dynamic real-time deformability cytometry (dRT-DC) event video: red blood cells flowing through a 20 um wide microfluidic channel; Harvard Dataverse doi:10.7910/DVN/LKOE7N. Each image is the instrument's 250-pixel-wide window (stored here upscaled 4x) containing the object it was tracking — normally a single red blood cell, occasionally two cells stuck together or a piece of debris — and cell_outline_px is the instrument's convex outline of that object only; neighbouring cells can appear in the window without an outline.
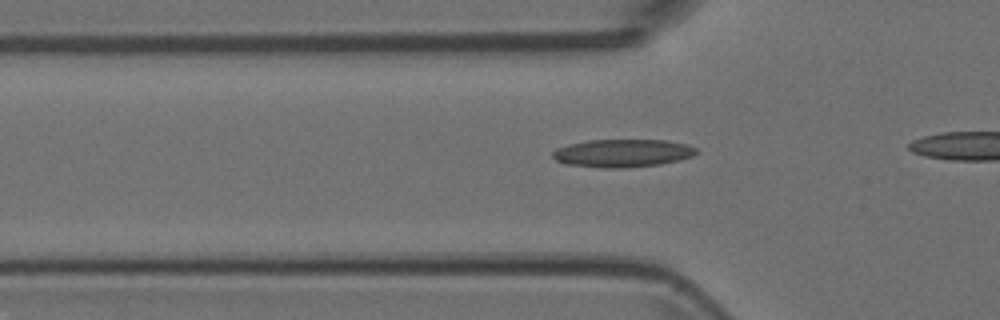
{"species": "Egyptian fruit bat (a non-hibernating species)", "species_latin": "Rousettus aegyptiacus", "temperature_condition": "room temperature", "stored_images_in_passage": 8, "camera_frame_rate_fps": 3000, "um_per_image_px": 0.085, "animal": {"sex": "female"}, "frame": {"image": 1, "passage_image": 2, "time_ms": 0.333, "image_size_px": [1000, 320], "cell_outline_px": [[696, 152], [692, 156], [680, 160], [660, 164], [624, 168], [604, 168], [564, 164], [556, 160], [552, 156], [552, 152], [556, 148], [568, 144], [588, 140], [668, 140], [688, 144], [696, 148]], "centroid_in_image_um": [52.9, 13.01], "position_along_channel_um": 72.9, "area_um2": 23.52}}
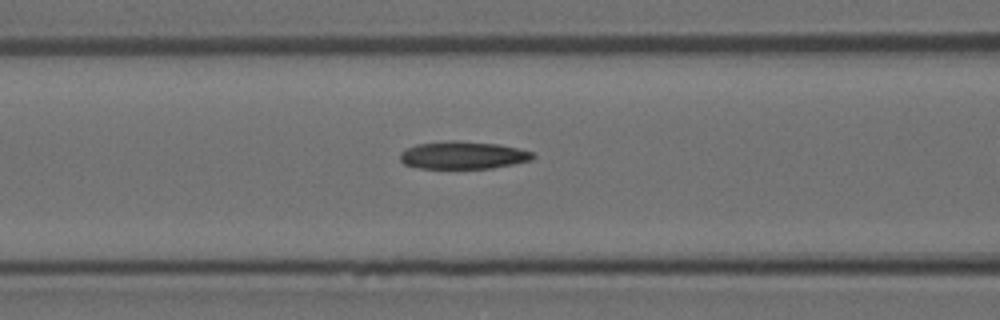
{"frame": {"image": 2, "passage_image": 6, "time_ms": 1.667, "image_size_px": [1000, 320], "cell_outline_px": [[536, 156], [532, 160], [492, 168], [420, 168], [404, 164], [400, 160], [400, 152], [416, 144], [448, 140], [456, 140], [496, 144], [516, 148], [532, 152]], "centroid_in_image_um": [39.34, 13.19], "position_along_channel_um": 127.3, "area_um2": 21.27}}